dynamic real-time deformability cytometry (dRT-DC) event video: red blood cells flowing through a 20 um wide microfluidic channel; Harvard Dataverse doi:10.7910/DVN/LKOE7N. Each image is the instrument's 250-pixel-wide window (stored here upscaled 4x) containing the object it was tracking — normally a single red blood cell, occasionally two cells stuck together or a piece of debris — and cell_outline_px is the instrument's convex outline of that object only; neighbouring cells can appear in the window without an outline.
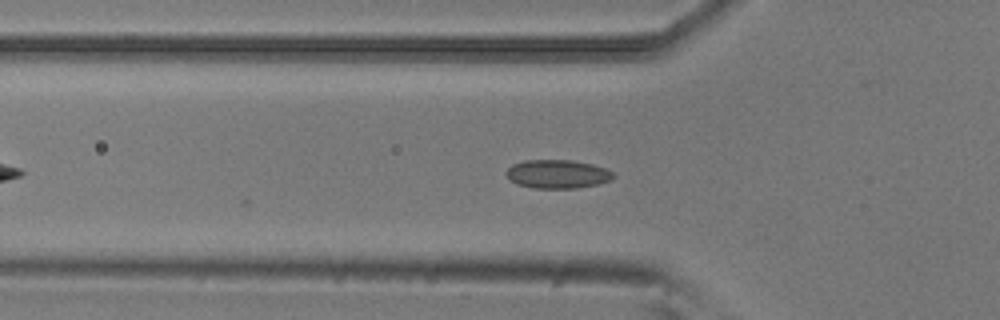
{"species": "common noctule bat (a hibernating species)", "species_latin": "Nyctalus noctula", "temperature_condition": "room temperature", "stored_images_in_passage": 30, "camera_frame_rate_fps": 3000, "um_per_image_px": 0.085, "animal": {"sex": "male", "body_mass_g": 20.5, "forearm_length_mm": 52.5}, "frame": {"image": 1, "passage_image": 2, "time_ms": 0.333, "image_size_px": [1000, 320], "cell_outline_px": [[616, 176], [608, 180], [596, 184], [576, 188], [532, 188], [520, 184], [512, 180], [504, 172], [512, 164], [524, 160], [572, 160], [592, 164], [604, 168], [612, 172]], "centroid_in_image_um": [47.37, 14.78], "position_along_channel_um": 78.4, "area_um2": 17.63}}
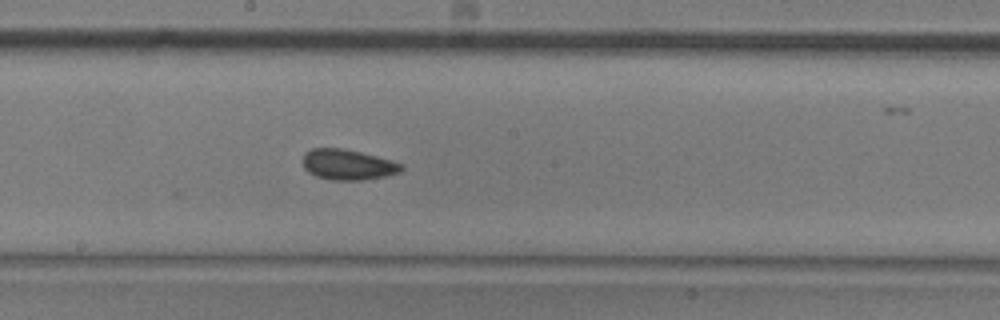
{"frame": {"image": 2, "passage_image": 13, "time_ms": 4.0, "image_size_px": [1000, 320], "cell_outline_px": [[404, 168], [400, 172], [384, 176], [360, 180], [332, 180], [316, 176], [308, 172], [304, 168], [304, 152], [312, 148], [344, 148], [376, 156], [404, 164]], "centroid_in_image_um": [29.56, 13.99], "position_along_channel_um": 218.6, "area_um2": 17.46}}
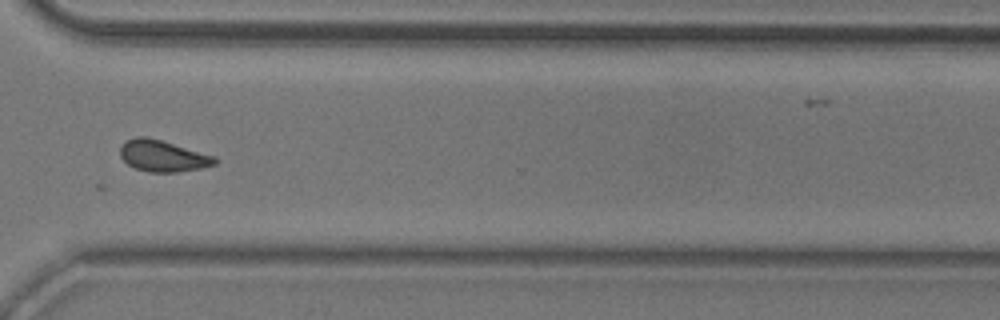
{"frame": {"image": 3, "passage_image": 24, "time_ms": 7.667, "image_size_px": [1000, 320], "cell_outline_px": [[216, 164], [200, 168], [176, 172], [148, 172], [136, 168], [128, 164], [120, 156], [120, 148], [128, 140], [136, 136], [144, 136], [160, 140], [216, 156]], "centroid_in_image_um": [13.84, 13.26], "position_along_channel_um": 356.8, "area_um2": 17.05}}